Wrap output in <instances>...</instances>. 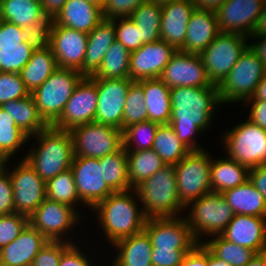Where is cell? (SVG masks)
I'll list each match as a JSON object with an SVG mask.
<instances>
[{
    "label": "cell",
    "mask_w": 266,
    "mask_h": 266,
    "mask_svg": "<svg viewBox=\"0 0 266 266\" xmlns=\"http://www.w3.org/2000/svg\"><path fill=\"white\" fill-rule=\"evenodd\" d=\"M172 126L179 140L191 151L203 150L194 136L201 133L221 105L218 86L174 87L170 89ZM213 116V117H212Z\"/></svg>",
    "instance_id": "1"
},
{
    "label": "cell",
    "mask_w": 266,
    "mask_h": 266,
    "mask_svg": "<svg viewBox=\"0 0 266 266\" xmlns=\"http://www.w3.org/2000/svg\"><path fill=\"white\" fill-rule=\"evenodd\" d=\"M130 190L133 194V189L113 192L93 208L97 211L98 222L112 245L144 230L147 217L137 207L138 201L134 200L135 195H130Z\"/></svg>",
    "instance_id": "2"
},
{
    "label": "cell",
    "mask_w": 266,
    "mask_h": 266,
    "mask_svg": "<svg viewBox=\"0 0 266 266\" xmlns=\"http://www.w3.org/2000/svg\"><path fill=\"white\" fill-rule=\"evenodd\" d=\"M34 136L38 139V148L28 152L24 159L45 183L70 169L74 151L69 130L48 126Z\"/></svg>",
    "instance_id": "3"
},
{
    "label": "cell",
    "mask_w": 266,
    "mask_h": 266,
    "mask_svg": "<svg viewBox=\"0 0 266 266\" xmlns=\"http://www.w3.org/2000/svg\"><path fill=\"white\" fill-rule=\"evenodd\" d=\"M133 190L147 218L178 217L186 210L178 196L174 165H165Z\"/></svg>",
    "instance_id": "4"
},
{
    "label": "cell",
    "mask_w": 266,
    "mask_h": 266,
    "mask_svg": "<svg viewBox=\"0 0 266 266\" xmlns=\"http://www.w3.org/2000/svg\"><path fill=\"white\" fill-rule=\"evenodd\" d=\"M83 77L84 75L78 70L58 67L31 93L40 115L49 126L59 119L67 101Z\"/></svg>",
    "instance_id": "5"
},
{
    "label": "cell",
    "mask_w": 266,
    "mask_h": 266,
    "mask_svg": "<svg viewBox=\"0 0 266 266\" xmlns=\"http://www.w3.org/2000/svg\"><path fill=\"white\" fill-rule=\"evenodd\" d=\"M266 74V66L250 45L241 54L227 77L218 86L221 104L245 102Z\"/></svg>",
    "instance_id": "6"
},
{
    "label": "cell",
    "mask_w": 266,
    "mask_h": 266,
    "mask_svg": "<svg viewBox=\"0 0 266 266\" xmlns=\"http://www.w3.org/2000/svg\"><path fill=\"white\" fill-rule=\"evenodd\" d=\"M186 207H191L185 219L198 243H201L199 236L202 234L220 235L235 215L223 195L215 192L203 195Z\"/></svg>",
    "instance_id": "7"
},
{
    "label": "cell",
    "mask_w": 266,
    "mask_h": 266,
    "mask_svg": "<svg viewBox=\"0 0 266 266\" xmlns=\"http://www.w3.org/2000/svg\"><path fill=\"white\" fill-rule=\"evenodd\" d=\"M205 151L204 149L190 151L174 165L178 196L185 207L212 192L210 184L212 159Z\"/></svg>",
    "instance_id": "8"
},
{
    "label": "cell",
    "mask_w": 266,
    "mask_h": 266,
    "mask_svg": "<svg viewBox=\"0 0 266 266\" xmlns=\"http://www.w3.org/2000/svg\"><path fill=\"white\" fill-rule=\"evenodd\" d=\"M224 134L228 157L249 169L266 163V130L247 119Z\"/></svg>",
    "instance_id": "9"
},
{
    "label": "cell",
    "mask_w": 266,
    "mask_h": 266,
    "mask_svg": "<svg viewBox=\"0 0 266 266\" xmlns=\"http://www.w3.org/2000/svg\"><path fill=\"white\" fill-rule=\"evenodd\" d=\"M74 157L102 158L123 147L122 130L107 124L91 122L69 130Z\"/></svg>",
    "instance_id": "10"
},
{
    "label": "cell",
    "mask_w": 266,
    "mask_h": 266,
    "mask_svg": "<svg viewBox=\"0 0 266 266\" xmlns=\"http://www.w3.org/2000/svg\"><path fill=\"white\" fill-rule=\"evenodd\" d=\"M249 38L238 33H219L200 54L209 80L219 86L249 46Z\"/></svg>",
    "instance_id": "11"
},
{
    "label": "cell",
    "mask_w": 266,
    "mask_h": 266,
    "mask_svg": "<svg viewBox=\"0 0 266 266\" xmlns=\"http://www.w3.org/2000/svg\"><path fill=\"white\" fill-rule=\"evenodd\" d=\"M9 172L16 213L30 216L46 199V183L23 158Z\"/></svg>",
    "instance_id": "12"
},
{
    "label": "cell",
    "mask_w": 266,
    "mask_h": 266,
    "mask_svg": "<svg viewBox=\"0 0 266 266\" xmlns=\"http://www.w3.org/2000/svg\"><path fill=\"white\" fill-rule=\"evenodd\" d=\"M97 86L98 104L94 122L122 130L125 98L133 80L127 78H91Z\"/></svg>",
    "instance_id": "13"
},
{
    "label": "cell",
    "mask_w": 266,
    "mask_h": 266,
    "mask_svg": "<svg viewBox=\"0 0 266 266\" xmlns=\"http://www.w3.org/2000/svg\"><path fill=\"white\" fill-rule=\"evenodd\" d=\"M77 212L78 209L46 198L28 217V223L48 241H63L62 236L66 231L80 221Z\"/></svg>",
    "instance_id": "14"
},
{
    "label": "cell",
    "mask_w": 266,
    "mask_h": 266,
    "mask_svg": "<svg viewBox=\"0 0 266 266\" xmlns=\"http://www.w3.org/2000/svg\"><path fill=\"white\" fill-rule=\"evenodd\" d=\"M98 104L96 83L84 76L75 87L59 119L52 125L61 130L94 122Z\"/></svg>",
    "instance_id": "15"
},
{
    "label": "cell",
    "mask_w": 266,
    "mask_h": 266,
    "mask_svg": "<svg viewBox=\"0 0 266 266\" xmlns=\"http://www.w3.org/2000/svg\"><path fill=\"white\" fill-rule=\"evenodd\" d=\"M70 169L80 200L92 210L114 192L102 177L98 158L74 157Z\"/></svg>",
    "instance_id": "16"
},
{
    "label": "cell",
    "mask_w": 266,
    "mask_h": 266,
    "mask_svg": "<svg viewBox=\"0 0 266 266\" xmlns=\"http://www.w3.org/2000/svg\"><path fill=\"white\" fill-rule=\"evenodd\" d=\"M88 33L53 25L49 46L56 58L57 66L80 71L84 75V59Z\"/></svg>",
    "instance_id": "17"
},
{
    "label": "cell",
    "mask_w": 266,
    "mask_h": 266,
    "mask_svg": "<svg viewBox=\"0 0 266 266\" xmlns=\"http://www.w3.org/2000/svg\"><path fill=\"white\" fill-rule=\"evenodd\" d=\"M159 78L170 89L174 87L217 86L209 80L200 55L179 50L172 56Z\"/></svg>",
    "instance_id": "18"
},
{
    "label": "cell",
    "mask_w": 266,
    "mask_h": 266,
    "mask_svg": "<svg viewBox=\"0 0 266 266\" xmlns=\"http://www.w3.org/2000/svg\"><path fill=\"white\" fill-rule=\"evenodd\" d=\"M263 4L264 0H226L216 11L219 31L250 38Z\"/></svg>",
    "instance_id": "19"
},
{
    "label": "cell",
    "mask_w": 266,
    "mask_h": 266,
    "mask_svg": "<svg viewBox=\"0 0 266 266\" xmlns=\"http://www.w3.org/2000/svg\"><path fill=\"white\" fill-rule=\"evenodd\" d=\"M144 230L149 235L152 247L194 248L198 244L186 219L180 216L147 218Z\"/></svg>",
    "instance_id": "20"
},
{
    "label": "cell",
    "mask_w": 266,
    "mask_h": 266,
    "mask_svg": "<svg viewBox=\"0 0 266 266\" xmlns=\"http://www.w3.org/2000/svg\"><path fill=\"white\" fill-rule=\"evenodd\" d=\"M177 50L163 40L145 43L130 53L129 77L133 81L159 78Z\"/></svg>",
    "instance_id": "21"
},
{
    "label": "cell",
    "mask_w": 266,
    "mask_h": 266,
    "mask_svg": "<svg viewBox=\"0 0 266 266\" xmlns=\"http://www.w3.org/2000/svg\"><path fill=\"white\" fill-rule=\"evenodd\" d=\"M220 235L256 253L264 252L266 250V217L235 214Z\"/></svg>",
    "instance_id": "22"
},
{
    "label": "cell",
    "mask_w": 266,
    "mask_h": 266,
    "mask_svg": "<svg viewBox=\"0 0 266 266\" xmlns=\"http://www.w3.org/2000/svg\"><path fill=\"white\" fill-rule=\"evenodd\" d=\"M195 8L191 0H173L163 4L160 40L180 50L185 42L189 18Z\"/></svg>",
    "instance_id": "23"
},
{
    "label": "cell",
    "mask_w": 266,
    "mask_h": 266,
    "mask_svg": "<svg viewBox=\"0 0 266 266\" xmlns=\"http://www.w3.org/2000/svg\"><path fill=\"white\" fill-rule=\"evenodd\" d=\"M48 240L29 223L15 240L0 249V266H32Z\"/></svg>",
    "instance_id": "24"
},
{
    "label": "cell",
    "mask_w": 266,
    "mask_h": 266,
    "mask_svg": "<svg viewBox=\"0 0 266 266\" xmlns=\"http://www.w3.org/2000/svg\"><path fill=\"white\" fill-rule=\"evenodd\" d=\"M220 33L215 11L195 8L187 25L181 52L200 55Z\"/></svg>",
    "instance_id": "25"
},
{
    "label": "cell",
    "mask_w": 266,
    "mask_h": 266,
    "mask_svg": "<svg viewBox=\"0 0 266 266\" xmlns=\"http://www.w3.org/2000/svg\"><path fill=\"white\" fill-rule=\"evenodd\" d=\"M103 19L98 5L88 0H67L53 25L90 33Z\"/></svg>",
    "instance_id": "26"
},
{
    "label": "cell",
    "mask_w": 266,
    "mask_h": 266,
    "mask_svg": "<svg viewBox=\"0 0 266 266\" xmlns=\"http://www.w3.org/2000/svg\"><path fill=\"white\" fill-rule=\"evenodd\" d=\"M115 40L114 19H103L88 33L84 76H92L99 69L105 54Z\"/></svg>",
    "instance_id": "27"
},
{
    "label": "cell",
    "mask_w": 266,
    "mask_h": 266,
    "mask_svg": "<svg viewBox=\"0 0 266 266\" xmlns=\"http://www.w3.org/2000/svg\"><path fill=\"white\" fill-rule=\"evenodd\" d=\"M119 254L112 266H152V245L145 230L113 244Z\"/></svg>",
    "instance_id": "28"
},
{
    "label": "cell",
    "mask_w": 266,
    "mask_h": 266,
    "mask_svg": "<svg viewBox=\"0 0 266 266\" xmlns=\"http://www.w3.org/2000/svg\"><path fill=\"white\" fill-rule=\"evenodd\" d=\"M143 93L148 120L168 124L171 118L170 88L160 79H143Z\"/></svg>",
    "instance_id": "29"
},
{
    "label": "cell",
    "mask_w": 266,
    "mask_h": 266,
    "mask_svg": "<svg viewBox=\"0 0 266 266\" xmlns=\"http://www.w3.org/2000/svg\"><path fill=\"white\" fill-rule=\"evenodd\" d=\"M249 179V168L234 159L225 158L212 160L210 168V184L212 192L223 193Z\"/></svg>",
    "instance_id": "30"
},
{
    "label": "cell",
    "mask_w": 266,
    "mask_h": 266,
    "mask_svg": "<svg viewBox=\"0 0 266 266\" xmlns=\"http://www.w3.org/2000/svg\"><path fill=\"white\" fill-rule=\"evenodd\" d=\"M221 194L232 207L234 214L266 217V201L249 179Z\"/></svg>",
    "instance_id": "31"
},
{
    "label": "cell",
    "mask_w": 266,
    "mask_h": 266,
    "mask_svg": "<svg viewBox=\"0 0 266 266\" xmlns=\"http://www.w3.org/2000/svg\"><path fill=\"white\" fill-rule=\"evenodd\" d=\"M0 107L11 115L15 124L29 137H34L49 126L40 115L31 94L19 100L7 101Z\"/></svg>",
    "instance_id": "32"
},
{
    "label": "cell",
    "mask_w": 266,
    "mask_h": 266,
    "mask_svg": "<svg viewBox=\"0 0 266 266\" xmlns=\"http://www.w3.org/2000/svg\"><path fill=\"white\" fill-rule=\"evenodd\" d=\"M58 68L56 58L49 47L33 50L31 59L20 71L26 89L31 94Z\"/></svg>",
    "instance_id": "33"
},
{
    "label": "cell",
    "mask_w": 266,
    "mask_h": 266,
    "mask_svg": "<svg viewBox=\"0 0 266 266\" xmlns=\"http://www.w3.org/2000/svg\"><path fill=\"white\" fill-rule=\"evenodd\" d=\"M166 164L151 148L139 151H127L128 179L132 189H135L145 179L151 177Z\"/></svg>",
    "instance_id": "34"
},
{
    "label": "cell",
    "mask_w": 266,
    "mask_h": 266,
    "mask_svg": "<svg viewBox=\"0 0 266 266\" xmlns=\"http://www.w3.org/2000/svg\"><path fill=\"white\" fill-rule=\"evenodd\" d=\"M162 5L146 1L138 6L129 16L141 33V41L152 43L160 40Z\"/></svg>",
    "instance_id": "35"
},
{
    "label": "cell",
    "mask_w": 266,
    "mask_h": 266,
    "mask_svg": "<svg viewBox=\"0 0 266 266\" xmlns=\"http://www.w3.org/2000/svg\"><path fill=\"white\" fill-rule=\"evenodd\" d=\"M152 149L166 165H176L191 151L179 140L169 123L157 128Z\"/></svg>",
    "instance_id": "36"
},
{
    "label": "cell",
    "mask_w": 266,
    "mask_h": 266,
    "mask_svg": "<svg viewBox=\"0 0 266 266\" xmlns=\"http://www.w3.org/2000/svg\"><path fill=\"white\" fill-rule=\"evenodd\" d=\"M40 3L30 0H0V20L13 23L23 29L43 16Z\"/></svg>",
    "instance_id": "37"
},
{
    "label": "cell",
    "mask_w": 266,
    "mask_h": 266,
    "mask_svg": "<svg viewBox=\"0 0 266 266\" xmlns=\"http://www.w3.org/2000/svg\"><path fill=\"white\" fill-rule=\"evenodd\" d=\"M98 159L102 165V177L114 192L132 189L128 179L127 151L124 147L114 154Z\"/></svg>",
    "instance_id": "38"
},
{
    "label": "cell",
    "mask_w": 266,
    "mask_h": 266,
    "mask_svg": "<svg viewBox=\"0 0 266 266\" xmlns=\"http://www.w3.org/2000/svg\"><path fill=\"white\" fill-rule=\"evenodd\" d=\"M130 52L117 40H115L107 53L99 69L90 78H127L129 77Z\"/></svg>",
    "instance_id": "39"
},
{
    "label": "cell",
    "mask_w": 266,
    "mask_h": 266,
    "mask_svg": "<svg viewBox=\"0 0 266 266\" xmlns=\"http://www.w3.org/2000/svg\"><path fill=\"white\" fill-rule=\"evenodd\" d=\"M30 137L14 122L11 115L0 107L1 163L5 165Z\"/></svg>",
    "instance_id": "40"
},
{
    "label": "cell",
    "mask_w": 266,
    "mask_h": 266,
    "mask_svg": "<svg viewBox=\"0 0 266 266\" xmlns=\"http://www.w3.org/2000/svg\"><path fill=\"white\" fill-rule=\"evenodd\" d=\"M203 244L219 259L228 262L232 266H246L256 254L255 251L234 244L221 235L214 239L203 242Z\"/></svg>",
    "instance_id": "41"
},
{
    "label": "cell",
    "mask_w": 266,
    "mask_h": 266,
    "mask_svg": "<svg viewBox=\"0 0 266 266\" xmlns=\"http://www.w3.org/2000/svg\"><path fill=\"white\" fill-rule=\"evenodd\" d=\"M46 198L76 208L82 201L77 193L71 169L61 172L46 182Z\"/></svg>",
    "instance_id": "42"
},
{
    "label": "cell",
    "mask_w": 266,
    "mask_h": 266,
    "mask_svg": "<svg viewBox=\"0 0 266 266\" xmlns=\"http://www.w3.org/2000/svg\"><path fill=\"white\" fill-rule=\"evenodd\" d=\"M144 101L143 79L133 81L125 98L122 131L130 125L148 120L147 106Z\"/></svg>",
    "instance_id": "43"
},
{
    "label": "cell",
    "mask_w": 266,
    "mask_h": 266,
    "mask_svg": "<svg viewBox=\"0 0 266 266\" xmlns=\"http://www.w3.org/2000/svg\"><path fill=\"white\" fill-rule=\"evenodd\" d=\"M159 125L160 124L157 122L147 120L125 128L122 131L123 147L125 150L139 151L151 149L153 146L155 133Z\"/></svg>",
    "instance_id": "44"
},
{
    "label": "cell",
    "mask_w": 266,
    "mask_h": 266,
    "mask_svg": "<svg viewBox=\"0 0 266 266\" xmlns=\"http://www.w3.org/2000/svg\"><path fill=\"white\" fill-rule=\"evenodd\" d=\"M32 52L26 41L19 45H0V72L20 73L31 59Z\"/></svg>",
    "instance_id": "45"
},
{
    "label": "cell",
    "mask_w": 266,
    "mask_h": 266,
    "mask_svg": "<svg viewBox=\"0 0 266 266\" xmlns=\"http://www.w3.org/2000/svg\"><path fill=\"white\" fill-rule=\"evenodd\" d=\"M53 23L54 19L50 15L44 14L24 29L25 41L33 50H41L49 47Z\"/></svg>",
    "instance_id": "46"
},
{
    "label": "cell",
    "mask_w": 266,
    "mask_h": 266,
    "mask_svg": "<svg viewBox=\"0 0 266 266\" xmlns=\"http://www.w3.org/2000/svg\"><path fill=\"white\" fill-rule=\"evenodd\" d=\"M30 95L19 73L0 72V106Z\"/></svg>",
    "instance_id": "47"
},
{
    "label": "cell",
    "mask_w": 266,
    "mask_h": 266,
    "mask_svg": "<svg viewBox=\"0 0 266 266\" xmlns=\"http://www.w3.org/2000/svg\"><path fill=\"white\" fill-rule=\"evenodd\" d=\"M114 27L116 40L130 53L144 44L141 41V33L137 29L136 24L129 17L114 18Z\"/></svg>",
    "instance_id": "48"
},
{
    "label": "cell",
    "mask_w": 266,
    "mask_h": 266,
    "mask_svg": "<svg viewBox=\"0 0 266 266\" xmlns=\"http://www.w3.org/2000/svg\"><path fill=\"white\" fill-rule=\"evenodd\" d=\"M28 224V216L21 213L0 215V249L17 238Z\"/></svg>",
    "instance_id": "49"
},
{
    "label": "cell",
    "mask_w": 266,
    "mask_h": 266,
    "mask_svg": "<svg viewBox=\"0 0 266 266\" xmlns=\"http://www.w3.org/2000/svg\"><path fill=\"white\" fill-rule=\"evenodd\" d=\"M72 244L63 241H48L35 256L32 266H59L62 253Z\"/></svg>",
    "instance_id": "50"
},
{
    "label": "cell",
    "mask_w": 266,
    "mask_h": 266,
    "mask_svg": "<svg viewBox=\"0 0 266 266\" xmlns=\"http://www.w3.org/2000/svg\"><path fill=\"white\" fill-rule=\"evenodd\" d=\"M193 248H159L153 247L152 266H180L185 255Z\"/></svg>",
    "instance_id": "51"
},
{
    "label": "cell",
    "mask_w": 266,
    "mask_h": 266,
    "mask_svg": "<svg viewBox=\"0 0 266 266\" xmlns=\"http://www.w3.org/2000/svg\"><path fill=\"white\" fill-rule=\"evenodd\" d=\"M148 0H106L102 7L104 19L129 17L142 3Z\"/></svg>",
    "instance_id": "52"
},
{
    "label": "cell",
    "mask_w": 266,
    "mask_h": 266,
    "mask_svg": "<svg viewBox=\"0 0 266 266\" xmlns=\"http://www.w3.org/2000/svg\"><path fill=\"white\" fill-rule=\"evenodd\" d=\"M6 166L0 167V215L15 212L12 183Z\"/></svg>",
    "instance_id": "53"
},
{
    "label": "cell",
    "mask_w": 266,
    "mask_h": 266,
    "mask_svg": "<svg viewBox=\"0 0 266 266\" xmlns=\"http://www.w3.org/2000/svg\"><path fill=\"white\" fill-rule=\"evenodd\" d=\"M25 41L24 29L5 20H0V45H19Z\"/></svg>",
    "instance_id": "54"
},
{
    "label": "cell",
    "mask_w": 266,
    "mask_h": 266,
    "mask_svg": "<svg viewBox=\"0 0 266 266\" xmlns=\"http://www.w3.org/2000/svg\"><path fill=\"white\" fill-rule=\"evenodd\" d=\"M72 243L61 255L59 266H91L88 257Z\"/></svg>",
    "instance_id": "55"
},
{
    "label": "cell",
    "mask_w": 266,
    "mask_h": 266,
    "mask_svg": "<svg viewBox=\"0 0 266 266\" xmlns=\"http://www.w3.org/2000/svg\"><path fill=\"white\" fill-rule=\"evenodd\" d=\"M180 266H208V248L198 243L185 255Z\"/></svg>",
    "instance_id": "56"
},
{
    "label": "cell",
    "mask_w": 266,
    "mask_h": 266,
    "mask_svg": "<svg viewBox=\"0 0 266 266\" xmlns=\"http://www.w3.org/2000/svg\"><path fill=\"white\" fill-rule=\"evenodd\" d=\"M245 102L248 104L252 102L248 120L266 130V101L246 100Z\"/></svg>",
    "instance_id": "57"
},
{
    "label": "cell",
    "mask_w": 266,
    "mask_h": 266,
    "mask_svg": "<svg viewBox=\"0 0 266 266\" xmlns=\"http://www.w3.org/2000/svg\"><path fill=\"white\" fill-rule=\"evenodd\" d=\"M249 181L266 201V163L249 169Z\"/></svg>",
    "instance_id": "58"
},
{
    "label": "cell",
    "mask_w": 266,
    "mask_h": 266,
    "mask_svg": "<svg viewBox=\"0 0 266 266\" xmlns=\"http://www.w3.org/2000/svg\"><path fill=\"white\" fill-rule=\"evenodd\" d=\"M66 2L67 0H43L41 5L43 7L44 13L55 19Z\"/></svg>",
    "instance_id": "59"
},
{
    "label": "cell",
    "mask_w": 266,
    "mask_h": 266,
    "mask_svg": "<svg viewBox=\"0 0 266 266\" xmlns=\"http://www.w3.org/2000/svg\"><path fill=\"white\" fill-rule=\"evenodd\" d=\"M250 37H251V40L252 39L254 40L256 38L255 39L256 41H253L254 43L249 44L250 47L255 51V53L259 56V58L264 62L266 66V35L250 36ZM257 38H258V41H257Z\"/></svg>",
    "instance_id": "60"
},
{
    "label": "cell",
    "mask_w": 266,
    "mask_h": 266,
    "mask_svg": "<svg viewBox=\"0 0 266 266\" xmlns=\"http://www.w3.org/2000/svg\"><path fill=\"white\" fill-rule=\"evenodd\" d=\"M226 0H191L197 9L217 11Z\"/></svg>",
    "instance_id": "61"
},
{
    "label": "cell",
    "mask_w": 266,
    "mask_h": 266,
    "mask_svg": "<svg viewBox=\"0 0 266 266\" xmlns=\"http://www.w3.org/2000/svg\"><path fill=\"white\" fill-rule=\"evenodd\" d=\"M262 35H266V0H264L262 11L258 16L257 23L252 31L251 36H262Z\"/></svg>",
    "instance_id": "62"
},
{
    "label": "cell",
    "mask_w": 266,
    "mask_h": 266,
    "mask_svg": "<svg viewBox=\"0 0 266 266\" xmlns=\"http://www.w3.org/2000/svg\"><path fill=\"white\" fill-rule=\"evenodd\" d=\"M247 100H263L266 101V74L256 86V90L251 98Z\"/></svg>",
    "instance_id": "63"
},
{
    "label": "cell",
    "mask_w": 266,
    "mask_h": 266,
    "mask_svg": "<svg viewBox=\"0 0 266 266\" xmlns=\"http://www.w3.org/2000/svg\"><path fill=\"white\" fill-rule=\"evenodd\" d=\"M246 266H266V250L256 253Z\"/></svg>",
    "instance_id": "64"
},
{
    "label": "cell",
    "mask_w": 266,
    "mask_h": 266,
    "mask_svg": "<svg viewBox=\"0 0 266 266\" xmlns=\"http://www.w3.org/2000/svg\"><path fill=\"white\" fill-rule=\"evenodd\" d=\"M208 266H232L228 262L219 259L208 249Z\"/></svg>",
    "instance_id": "65"
},
{
    "label": "cell",
    "mask_w": 266,
    "mask_h": 266,
    "mask_svg": "<svg viewBox=\"0 0 266 266\" xmlns=\"http://www.w3.org/2000/svg\"><path fill=\"white\" fill-rule=\"evenodd\" d=\"M88 1L94 3V4H96V5H98L99 7L102 8L103 5L105 4L106 0H88Z\"/></svg>",
    "instance_id": "66"
},
{
    "label": "cell",
    "mask_w": 266,
    "mask_h": 266,
    "mask_svg": "<svg viewBox=\"0 0 266 266\" xmlns=\"http://www.w3.org/2000/svg\"><path fill=\"white\" fill-rule=\"evenodd\" d=\"M149 1L156 2V3H159V4L163 5V4H166V3H170L173 0H149Z\"/></svg>",
    "instance_id": "67"
},
{
    "label": "cell",
    "mask_w": 266,
    "mask_h": 266,
    "mask_svg": "<svg viewBox=\"0 0 266 266\" xmlns=\"http://www.w3.org/2000/svg\"><path fill=\"white\" fill-rule=\"evenodd\" d=\"M30 1L37 2V3L41 4L43 0H30Z\"/></svg>",
    "instance_id": "68"
},
{
    "label": "cell",
    "mask_w": 266,
    "mask_h": 266,
    "mask_svg": "<svg viewBox=\"0 0 266 266\" xmlns=\"http://www.w3.org/2000/svg\"><path fill=\"white\" fill-rule=\"evenodd\" d=\"M0 162H1V144H0Z\"/></svg>",
    "instance_id": "69"
}]
</instances>
